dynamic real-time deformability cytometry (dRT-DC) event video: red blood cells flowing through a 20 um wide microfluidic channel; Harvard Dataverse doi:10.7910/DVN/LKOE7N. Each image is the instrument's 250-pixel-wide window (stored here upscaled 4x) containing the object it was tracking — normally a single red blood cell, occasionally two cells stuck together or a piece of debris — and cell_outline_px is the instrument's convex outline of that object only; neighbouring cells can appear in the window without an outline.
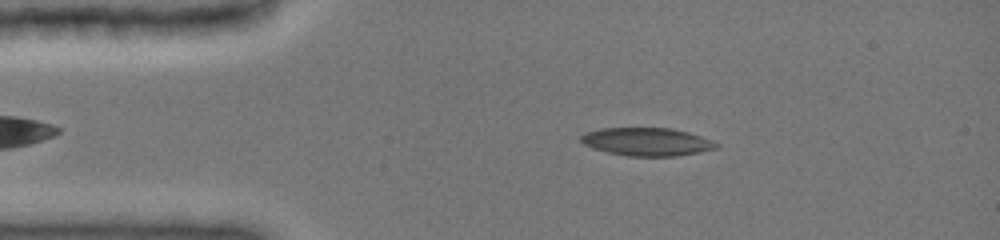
{"species": "common noctule bat (a hibernating species)", "species_latin": "Nyctalus noctula", "temperature_condition": "cold", "stored_images_in_passage": 64, "camera_frame_rate_fps": 3000, "um_per_image_px": 0.085, "animal": {"sex": "female", "body_mass_g": 19.0, "forearm_length_mm": 51.5}, "frame": {"image": 1, "passage_image": 10, "time_ms": 2.0, "image_size_px": [1000, 240], "cell_outline_px": [[720, 144], [716, 148], [700, 152], [676, 156], [628, 156], [608, 152], [592, 148], [584, 144], [580, 140], [580, 136], [584, 132], [600, 128], [672, 128], [688, 132], [712, 140]], "centroid_in_image_um": [54.97, 12.04], "position_along_channel_um": 30.0, "area_um2": 22.2}}
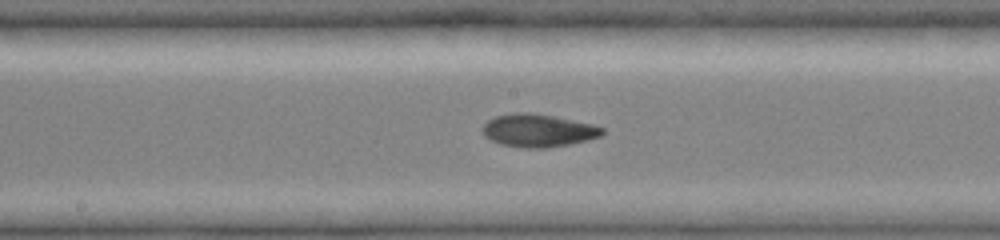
{"frame": {"image": 2, "passage_image": 32, "time_ms": 7.333, "image_size_px": [1000, 240], "cell_outline_px": [[604, 132], [600, 136], [588, 140], [548, 148], [524, 148], [500, 144], [484, 136], [480, 128], [488, 120], [496, 116], [516, 112], [532, 112], [592, 124], [604, 128]], "centroid_in_image_um": [45.71, 11.09], "position_along_channel_um": 202.5, "area_um2": 22.95}}
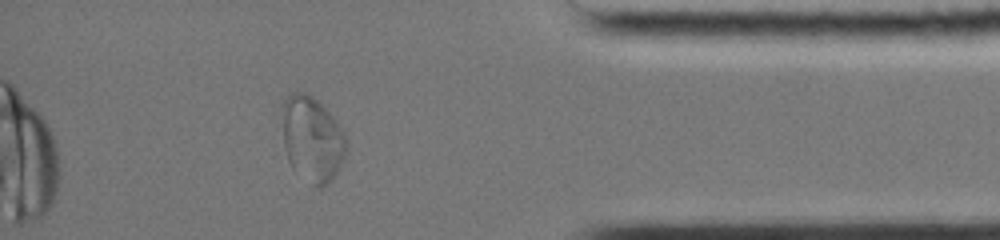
{"frame": {"image": 3, "passage_image": 55, "time_ms": 13.0, "image_size_px": [1000, 240], "cell_outline_px": [[344, 156], [336, 172], [328, 184], [320, 188], [312, 188], [292, 168], [288, 160], [284, 148], [280, 116], [280, 108], [288, 92], [304, 92], [320, 100], [336, 120], [344, 136]], "centroid_in_image_um": [26.45, 11.79], "position_along_channel_um": 408.8, "area_um2": 32.48}, "authors_computed_cell_mechanics": {"area_um2": 22.3397, "velocity_mm_per_s": 3.9626, "shape_relaxation_time_tau1_ms": null, "shape_relaxation_time_tau2_ms": 1.8636, "deformation_change_tau1": null, "deformation_change_tau2": 0.0505}}